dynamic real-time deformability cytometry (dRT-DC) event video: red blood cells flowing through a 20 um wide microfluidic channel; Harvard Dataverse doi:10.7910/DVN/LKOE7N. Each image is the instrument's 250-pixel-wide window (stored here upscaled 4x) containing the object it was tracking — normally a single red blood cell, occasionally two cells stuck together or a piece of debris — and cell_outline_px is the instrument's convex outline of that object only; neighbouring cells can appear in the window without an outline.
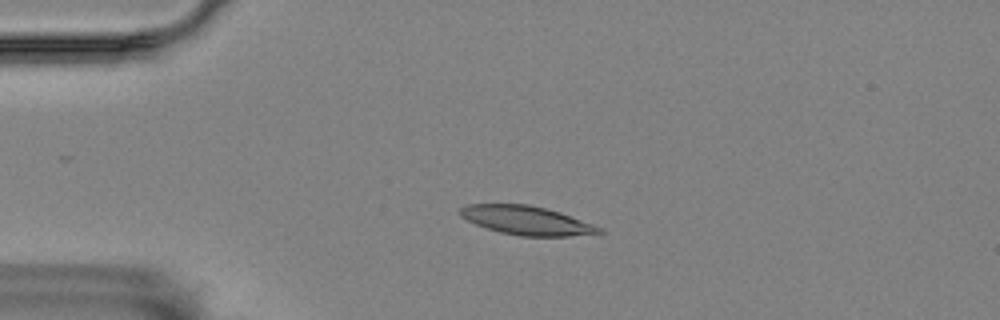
{"species": "Egyptian fruit bat (a non-hibernating species)", "species_latin": "Rousettus aegyptiacus", "temperature_condition": "room temperature", "stored_images_in_passage": 3, "camera_frame_rate_fps": 3000, "um_per_image_px": 0.085, "animal": {"sex": "female"}, "frame": {"image": 1, "passage_image": 3, "time_ms": 0.667, "image_size_px": [1000, 320], "cell_outline_px": [[604, 232], [568, 236], [520, 236], [500, 232], [476, 224], [460, 216], [456, 212], [460, 208], [468, 204], [528, 204], [560, 212], [604, 228]], "centroid_in_image_um": [44.74, 18.73], "position_along_channel_um": 40.3, "area_um2": 23.24}}